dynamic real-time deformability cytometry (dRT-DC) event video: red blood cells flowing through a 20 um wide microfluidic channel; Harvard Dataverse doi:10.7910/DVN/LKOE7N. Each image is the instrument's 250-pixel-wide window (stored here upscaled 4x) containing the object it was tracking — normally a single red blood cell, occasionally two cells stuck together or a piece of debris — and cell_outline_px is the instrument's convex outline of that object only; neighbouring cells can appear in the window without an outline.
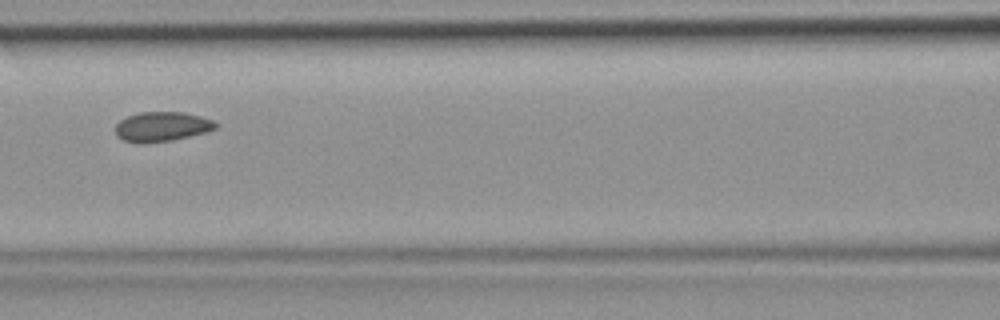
{"species": "common noctule bat (a hibernating species)", "species_latin": "Nyctalus noctula", "temperature_condition": "room temperature", "stored_images_in_passage": 41, "camera_frame_rate_fps": 3000, "um_per_image_px": 0.085, "animal": {"sex": "female", "body_mass_g": 19.9}, "frame": {"image": 1, "passage_image": 16, "time_ms": 5.0, "image_size_px": [1000, 320], "cell_outline_px": [[216, 128], [204, 132], [172, 140], [140, 144], [124, 140], [116, 136], [116, 124], [120, 120], [128, 116], [140, 112], [184, 112], [200, 116], [212, 120], [216, 124]], "centroid_in_image_um": [13.71, 10.76], "position_along_channel_um": 152.9, "area_um2": 17.17}}
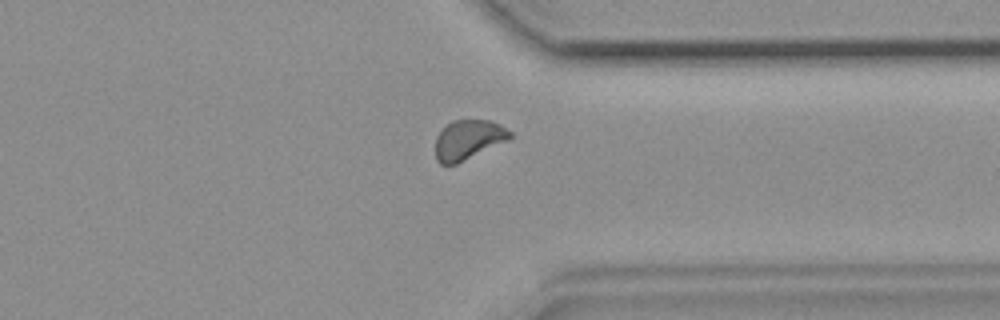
{"frame": {"image": 2, "passage_image": 31, "time_ms": 10.0, "image_size_px": [1000, 320], "cell_outline_px": [[512, 136], [508, 140], [456, 164], [440, 164], [436, 160], [436, 136], [452, 120], [488, 120], [500, 124], [512, 132]], "centroid_in_image_um": [39.81, 11.87], "position_along_channel_um": 371.6, "area_um2": 17.05}}
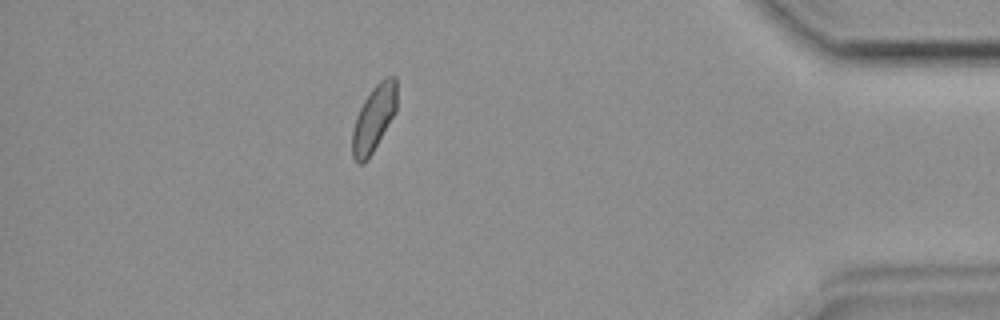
{"frame": {"image": 3, "passage_image": 36, "time_ms": 11.667, "image_size_px": [1000, 320], "cell_outline_px": [[396, 112], [368, 160], [364, 164], [356, 164], [352, 156], [352, 128], [356, 116], [364, 100], [372, 88], [384, 76], [396, 76]], "centroid_in_image_um": [31.76, 10.09], "position_along_channel_um": 403.4, "area_um2": 17.4}}